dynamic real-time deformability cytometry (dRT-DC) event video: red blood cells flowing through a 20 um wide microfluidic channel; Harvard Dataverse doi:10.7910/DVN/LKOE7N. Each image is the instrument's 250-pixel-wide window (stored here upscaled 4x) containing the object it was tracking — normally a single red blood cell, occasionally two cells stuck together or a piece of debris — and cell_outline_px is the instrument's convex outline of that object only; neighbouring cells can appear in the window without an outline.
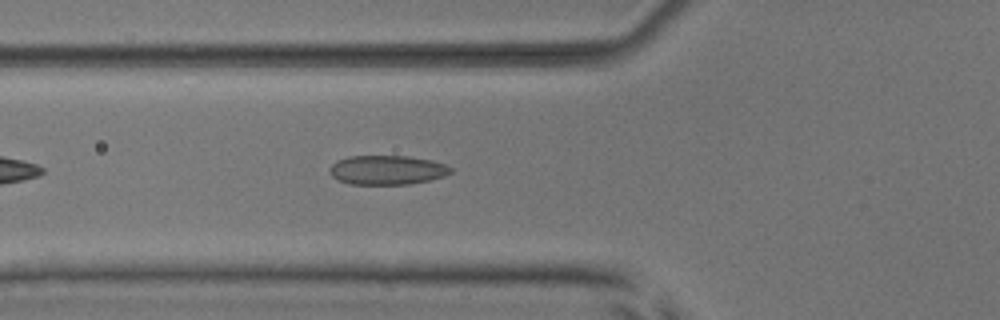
{"species": "common noctule bat (a hibernating species)", "species_latin": "Nyctalus noctula", "temperature_condition": "room temperature", "stored_images_in_passage": 39, "camera_frame_rate_fps": 3000, "um_per_image_px": 0.085, "animal": {"sex": "male", "body_mass_g": 17.9, "forearm_length_mm": 54.2}, "frame": {"image": 1, "passage_image": 6, "time_ms": 1.667, "image_size_px": [1000, 320], "cell_outline_px": [[452, 172], [444, 176], [428, 180], [408, 184], [348, 184], [336, 180], [328, 172], [332, 164], [336, 160], [348, 156], [408, 156], [432, 160], [444, 164], [452, 168]], "centroid_in_image_um": [32.86, 14.45], "position_along_channel_um": 92.9, "area_um2": 20.75}}
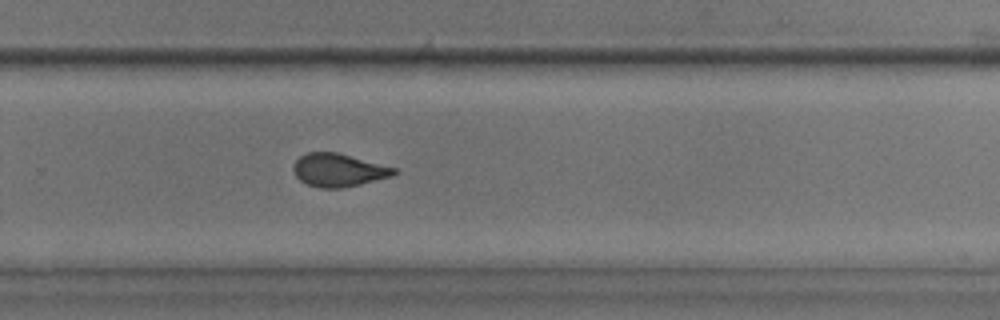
{"frame": {"image": 2, "passage_image": 22, "time_ms": 7.0, "image_size_px": [1000, 320], "cell_outline_px": [[400, 172], [392, 176], [360, 184], [340, 188], [320, 188], [308, 184], [300, 180], [296, 176], [292, 168], [296, 160], [300, 156], [308, 152], [336, 152], [396, 168]], "centroid_in_image_um": [28.77, 14.46], "position_along_channel_um": 301.0, "area_um2": 19.25}}
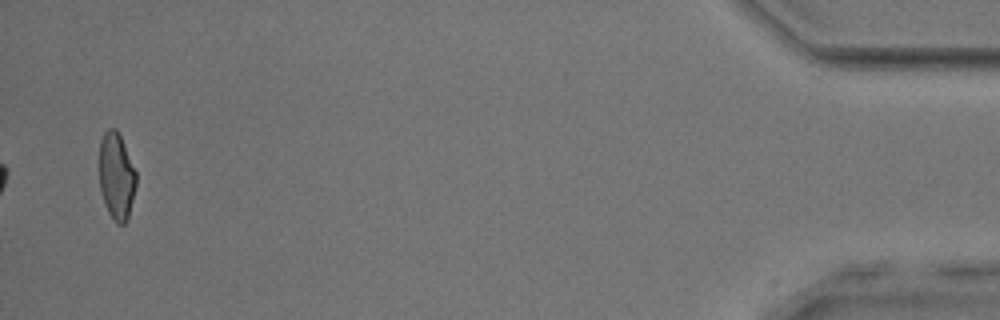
{"frame": {"image": 3, "passage_image": 38, "time_ms": 12.333, "image_size_px": [1000, 320], "cell_outline_px": [[136, 184], [128, 220], [124, 224], [116, 224], [112, 220], [104, 204], [100, 188], [100, 140], [104, 132], [108, 128], [116, 128], [120, 136], [136, 172]], "centroid_in_image_um": [9.89, 15.01], "position_along_channel_um": 425.3, "area_um2": 18.67}, "authors_computed_cell_mechanics": {"area_um2": 19.5364, "velocity_mm_per_s": 3.9061, "shape_relaxation_time_tau1_ms": 5.5391, "shape_relaxation_time_tau2_ms": 1.418, "deformation_change_tau1": 0.1497, "deformation_change_tau2": 0.079}}